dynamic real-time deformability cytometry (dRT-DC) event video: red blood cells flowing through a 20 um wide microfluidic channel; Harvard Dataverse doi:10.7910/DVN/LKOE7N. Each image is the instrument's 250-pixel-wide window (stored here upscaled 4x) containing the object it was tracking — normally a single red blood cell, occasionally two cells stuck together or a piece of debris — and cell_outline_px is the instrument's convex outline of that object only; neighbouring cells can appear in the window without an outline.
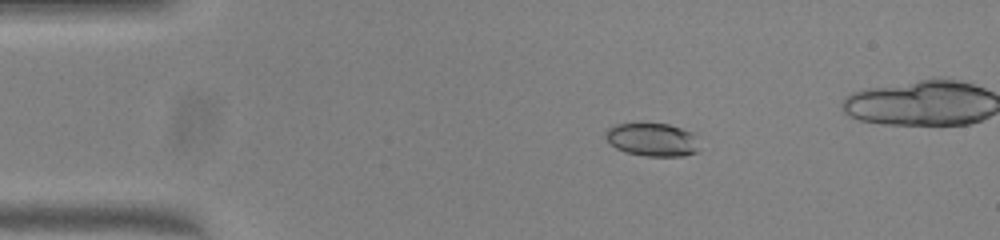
{"species": "common noctule bat (a hibernating species)", "species_latin": "Nyctalus noctula", "temperature_condition": "warm", "stored_images_in_passage": 46, "camera_frame_rate_fps": 3000, "um_per_image_px": 0.085, "animal": {"sex": "female", "body_mass_g": 23.0, "forearm_length_mm": 53.4}, "frame": {"image": 1, "passage_image": 9, "time_ms": 2.667, "image_size_px": [1000, 240], "cell_outline_px": [[696, 152], [684, 156], [644, 156], [624, 152], [616, 148], [604, 136], [604, 132], [608, 128], [616, 124], [668, 124], [692, 132], [696, 136]], "centroid_in_image_um": [55.41, 11.87], "position_along_channel_um": 29.6, "area_um2": 17.98}}
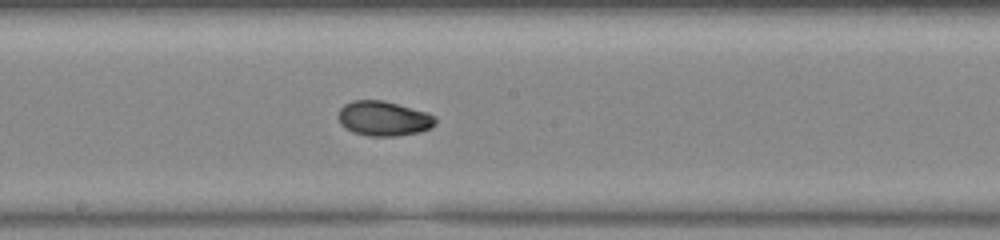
{"frame": {"image": 2, "passage_image": 27, "time_ms": 8.667, "image_size_px": [1000, 240], "cell_outline_px": [[436, 124], [432, 128], [420, 132], [396, 136], [368, 136], [352, 132], [344, 128], [340, 124], [336, 116], [340, 108], [344, 104], [352, 100], [384, 100], [428, 112], [436, 116]], "centroid_in_image_um": [32.6, 10.07], "position_along_channel_um": 215.6, "area_um2": 20.17}}
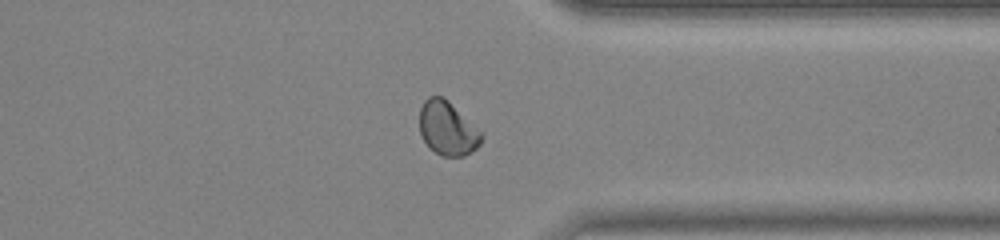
{"frame": {"image": 3, "passage_image": 39, "time_ms": 12.667, "image_size_px": [1000, 240], "cell_outline_px": [[484, 136], [480, 144], [472, 152], [464, 156], [440, 156], [428, 148], [420, 132], [420, 108], [424, 100], [428, 96], [444, 96], [484, 132]], "centroid_in_image_um": [38.07, 10.91], "position_along_channel_um": 373.3, "area_um2": 19.94}, "authors_computed_cell_mechanics": {"area_um2": 19.2474, "velocity_mm_per_s": 4.033, "shape_relaxation_time_tau1_ms": 6.472, "shape_relaxation_time_tau2_ms": 1.2002, "deformation_change_tau1": 0.1917, "deformation_change_tau2": 0.0325}}